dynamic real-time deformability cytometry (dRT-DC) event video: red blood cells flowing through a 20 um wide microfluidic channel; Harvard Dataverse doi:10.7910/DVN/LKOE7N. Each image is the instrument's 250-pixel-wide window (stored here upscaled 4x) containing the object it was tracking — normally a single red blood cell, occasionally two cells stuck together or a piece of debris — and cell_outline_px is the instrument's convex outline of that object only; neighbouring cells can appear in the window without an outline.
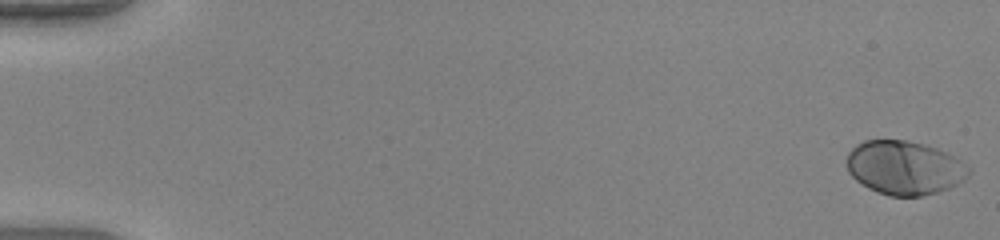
{"species": "human", "species_latin": "Homo sapiens", "temperature_condition": "warm", "stored_images_in_passage": 51, "camera_frame_rate_fps": 3000, "um_per_image_px": 0.085, "donor": {"sex": "female"}, "frame": {"image": 1, "passage_image": 1, "time_ms": 0.0, "image_size_px": [1000, 240], "cell_outline_px": [[972, 172], [964, 180], [948, 188], [936, 192], [920, 196], [888, 196], [876, 192], [868, 188], [856, 180], [848, 172], [848, 152], [856, 144], [864, 140], [904, 140], [924, 144], [948, 152], [972, 168]], "centroid_in_image_um": [76.9, 14.25], "position_along_channel_um": 8.1, "area_um2": 38.44}}
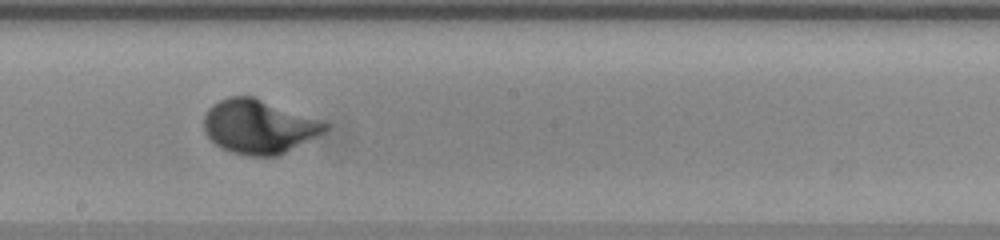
{"frame": {"image": 2, "passage_image": 30, "time_ms": 9.667, "image_size_px": [1000, 240], "cell_outline_px": [[328, 128], [324, 132], [280, 156], [248, 156], [232, 152], [220, 148], [204, 132], [204, 116], [208, 108], [212, 104], [228, 96], [252, 96], [328, 124]], "centroid_in_image_um": [21.94, 10.78], "position_along_channel_um": 226.3, "area_um2": 37.69}}
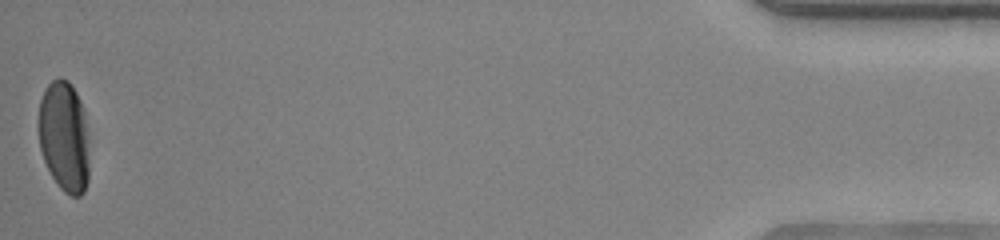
{"frame": {"image": 3, "passage_image": 51, "time_ms": 16.667, "image_size_px": [1000, 240], "cell_outline_px": [[88, 180], [84, 192], [80, 196], [72, 196], [64, 192], [60, 188], [52, 176], [44, 160], [40, 148], [40, 100], [44, 88], [56, 76], [60, 76], [68, 80], [76, 92], [84, 108], [88, 132]], "centroid_in_image_um": [5.48, 11.58], "position_along_channel_um": 429.7, "area_um2": 32.95}, "authors_computed_cell_mechanics": {"area_um2": 36.703, "velocity_mm_per_s": 4.1187, "shape_relaxation_time_tau1_ms": 1.9244, "shape_relaxation_time_tau2_ms": null, "deformation_change_tau1": 0.162, "deformation_change_tau2": null}}